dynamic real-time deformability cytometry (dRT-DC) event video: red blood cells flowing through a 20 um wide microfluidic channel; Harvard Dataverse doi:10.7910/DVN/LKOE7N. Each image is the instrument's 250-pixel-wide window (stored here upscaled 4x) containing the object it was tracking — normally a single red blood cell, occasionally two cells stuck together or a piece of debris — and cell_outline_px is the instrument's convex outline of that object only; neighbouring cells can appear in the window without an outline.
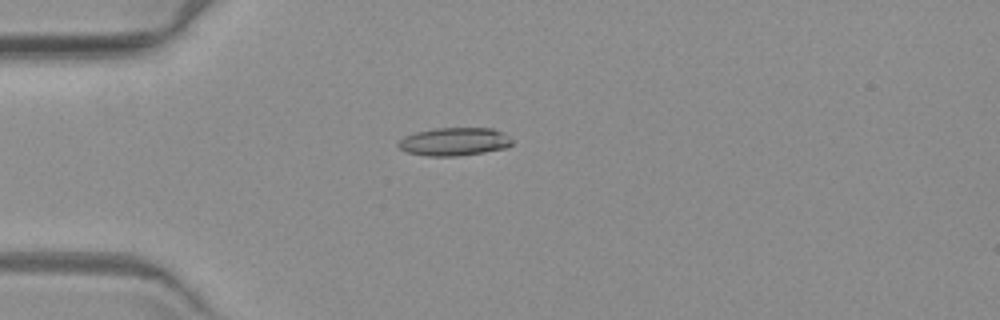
{"species": "common noctule bat (a hibernating species)", "species_latin": "Nyctalus noctula", "temperature_condition": "warm", "stored_images_in_passage": 10, "camera_frame_rate_fps": 3000, "um_per_image_px": 0.085, "animal": {"sex": "female", "body_mass_g": 19.3, "forearm_length_mm": 54.1}, "frame": {"image": 1, "passage_image": 4, "time_ms": 4.333, "image_size_px": [1000, 320], "cell_outline_px": [[512, 144], [508, 148], [484, 152], [456, 156], [428, 156], [408, 152], [400, 148], [396, 144], [404, 136], [416, 132], [436, 128], [492, 128], [504, 132], [512, 140]], "centroid_in_image_um": [38.65, 12.04], "position_along_channel_um": 46.4, "area_um2": 18.67}}
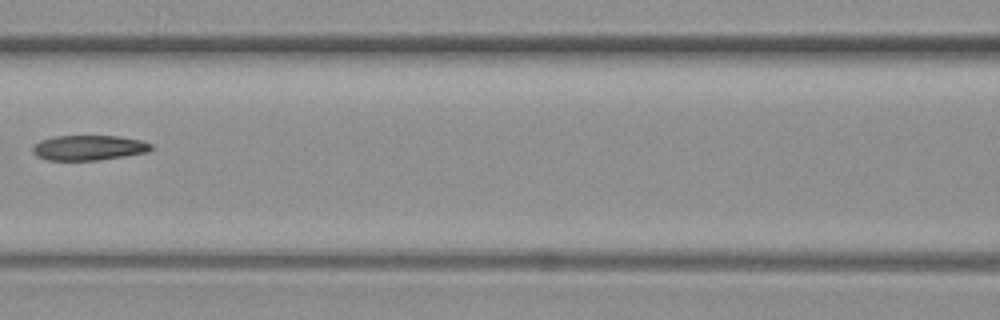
{"frame": {"image": 2, "passage_image": 7, "time_ms": 8.0, "image_size_px": [1000, 320], "cell_outline_px": [[152, 148], [148, 152], [100, 160], [44, 160], [36, 156], [32, 152], [32, 148], [40, 140], [56, 136], [116, 136], [140, 140], [152, 144]], "centroid_in_image_um": [7.52, 12.56], "position_along_channel_um": 159.1, "area_um2": 17.28}}
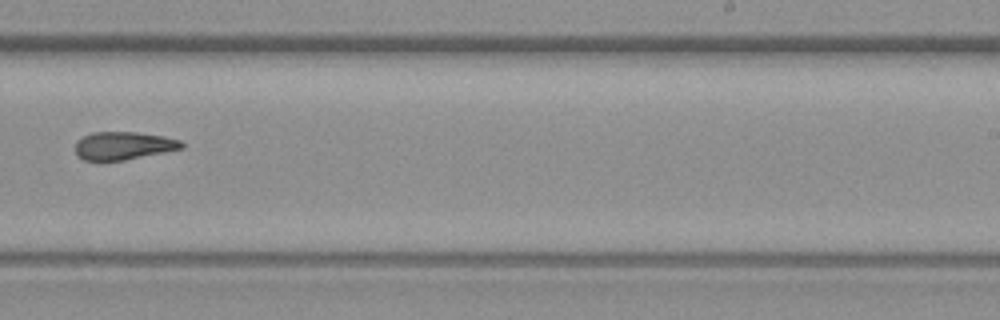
{"frame": {"image": 3, "passage_image": 10, "time_ms": 11.333, "image_size_px": [1000, 320], "cell_outline_px": [[184, 148], [124, 160], [84, 160], [76, 156], [76, 140], [92, 132], [136, 132], [164, 136], [180, 140], [184, 144]], "centroid_in_image_um": [10.49, 12.38], "position_along_channel_um": 278.5, "area_um2": 17.28}}